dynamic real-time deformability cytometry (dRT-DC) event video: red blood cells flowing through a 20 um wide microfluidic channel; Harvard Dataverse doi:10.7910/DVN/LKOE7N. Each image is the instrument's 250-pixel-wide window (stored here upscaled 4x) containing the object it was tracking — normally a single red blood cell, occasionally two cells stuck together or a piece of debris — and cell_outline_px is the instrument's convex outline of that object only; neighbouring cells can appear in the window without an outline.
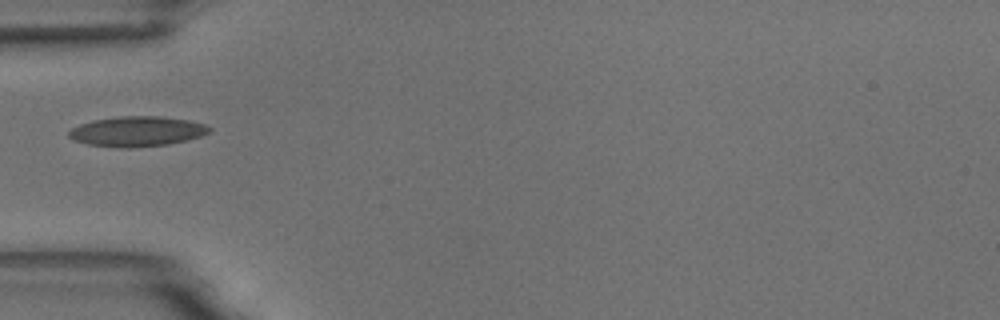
{"species": "common noctule bat (a hibernating species)", "species_latin": "Nyctalus noctula", "temperature_condition": "room temperature", "stored_images_in_passage": 4, "camera_frame_rate_fps": 3000, "um_per_image_px": 0.085, "animal": {"sex": "male", "body_mass_g": 18.8}, "frame": {"image": 1, "passage_image": 1, "time_ms": 0.0, "image_size_px": [1000, 320], "cell_outline_px": [[212, 128], [208, 132], [200, 136], [188, 140], [168, 144], [128, 148], [124, 148], [88, 144], [72, 140], [68, 136], [68, 132], [72, 128], [80, 124], [96, 120], [120, 116], [160, 116], [188, 120], [204, 124]], "centroid_in_image_um": [11.64, 11.17], "position_along_channel_um": 73.4, "area_um2": 24.45}}